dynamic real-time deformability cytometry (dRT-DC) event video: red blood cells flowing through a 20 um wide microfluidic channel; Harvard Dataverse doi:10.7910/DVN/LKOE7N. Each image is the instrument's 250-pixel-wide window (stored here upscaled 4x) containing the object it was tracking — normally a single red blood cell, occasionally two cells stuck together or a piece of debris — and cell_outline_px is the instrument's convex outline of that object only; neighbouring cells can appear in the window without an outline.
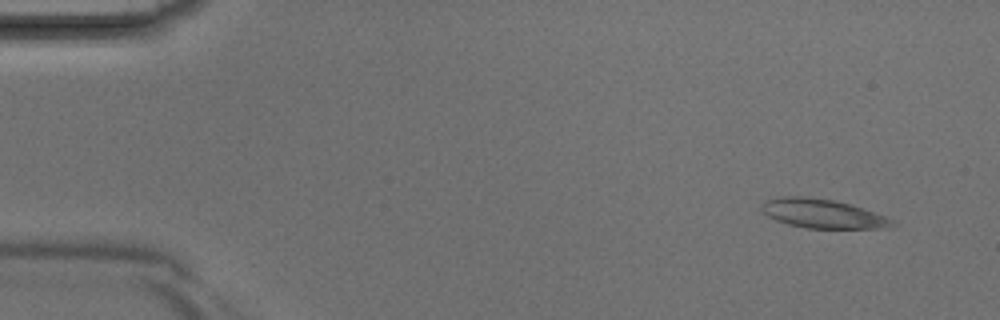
{"species": "Egyptian fruit bat (a non-hibernating species)", "species_latin": "Rousettus aegyptiacus", "temperature_condition": "room temperature", "stored_images_in_passage": 4, "camera_frame_rate_fps": 3000, "um_per_image_px": 0.085, "animal": {"sex": "male"}, "frame": {"image": 1, "passage_image": 1, "time_ms": 0.0, "image_size_px": [1000, 320], "cell_outline_px": [[900, 224], [880, 228], [808, 228], [788, 224], [776, 220], [768, 216], [760, 208], [764, 200], [780, 196], [800, 196], [836, 200], [896, 220]], "centroid_in_image_um": [69.9, 18.15], "position_along_channel_um": 15.1, "area_um2": 21.96}}
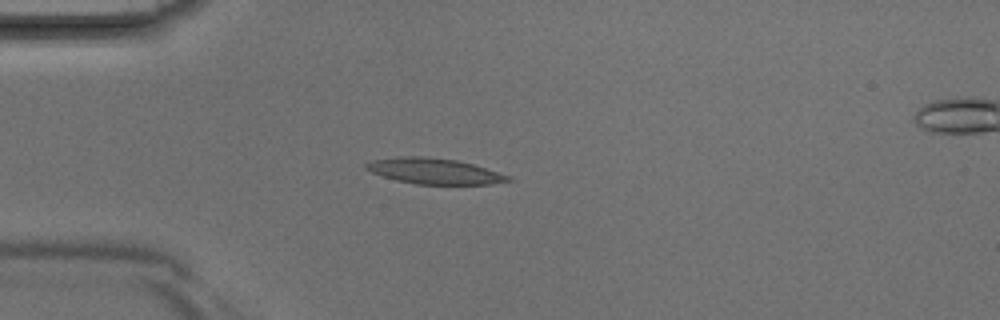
{"frame": {"image": 2, "passage_image": 3, "time_ms": 0.667, "image_size_px": [1000, 320], "cell_outline_px": [[512, 180], [488, 184], [416, 184], [396, 180], [372, 172], [364, 168], [364, 164], [372, 160], [396, 156], [428, 156], [456, 160], [472, 164], [512, 176]], "centroid_in_image_um": [36.89, 14.53], "position_along_channel_um": 48.1, "area_um2": 21.27}}